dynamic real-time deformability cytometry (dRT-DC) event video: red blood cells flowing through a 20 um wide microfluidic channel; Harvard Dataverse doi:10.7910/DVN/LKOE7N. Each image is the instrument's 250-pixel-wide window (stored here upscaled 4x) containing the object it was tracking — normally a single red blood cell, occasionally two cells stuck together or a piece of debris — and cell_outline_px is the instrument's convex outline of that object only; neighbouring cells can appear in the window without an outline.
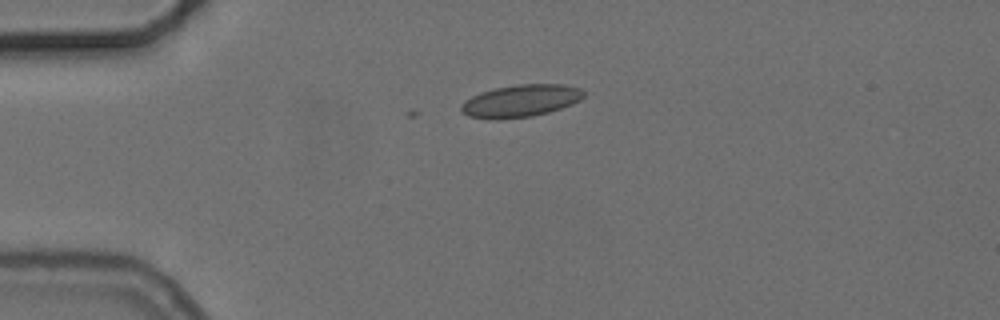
{"species": "common noctule bat (a hibernating species)", "species_latin": "Nyctalus noctula", "temperature_condition": "cold", "stored_images_in_passage": 4, "camera_frame_rate_fps": 3000, "um_per_image_px": 0.085, "animal": {"sex": "female", "body_mass_g": 24.6, "forearm_length_mm": 56.2}, "frame": {"image": 1, "passage_image": 1, "time_ms": 0.0, "image_size_px": [1000, 320], "cell_outline_px": [[584, 96], [580, 100], [572, 104], [548, 112], [532, 116], [496, 120], [468, 116], [460, 108], [460, 104], [464, 100], [480, 92], [496, 88], [516, 84], [564, 84], [580, 88], [584, 92]], "centroid_in_image_um": [44.24, 8.57], "position_along_channel_um": 40.8, "area_um2": 23.12}}